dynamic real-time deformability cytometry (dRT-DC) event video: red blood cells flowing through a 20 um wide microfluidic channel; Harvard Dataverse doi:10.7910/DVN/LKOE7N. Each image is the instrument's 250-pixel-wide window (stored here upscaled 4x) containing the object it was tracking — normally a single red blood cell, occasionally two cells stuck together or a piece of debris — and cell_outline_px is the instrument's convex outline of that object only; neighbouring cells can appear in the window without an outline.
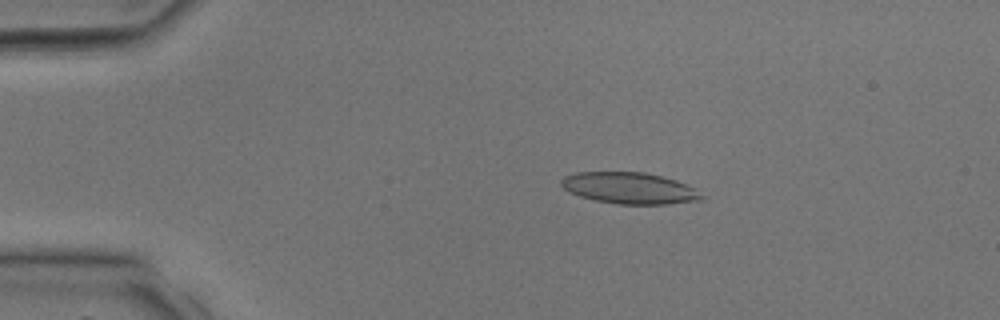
{"species": "common noctule bat (a hibernating species)", "species_latin": "Nyctalus noctula", "temperature_condition": "room temperature", "stored_images_in_passage": 34, "camera_frame_rate_fps": 3000, "um_per_image_px": 0.085, "animal": {"sex": "male", "body_mass_g": 17.9, "forearm_length_mm": 54.2}, "frame": {"image": 1, "passage_image": 7, "time_ms": 2.0, "image_size_px": [1000, 320], "cell_outline_px": [[704, 200], [668, 204], [616, 204], [596, 200], [580, 196], [568, 192], [560, 184], [560, 180], [564, 176], [576, 172], [644, 172], [676, 180], [692, 188], [704, 196]], "centroid_in_image_um": [53.47, 15.99], "position_along_channel_um": 31.5, "area_um2": 25.61}}
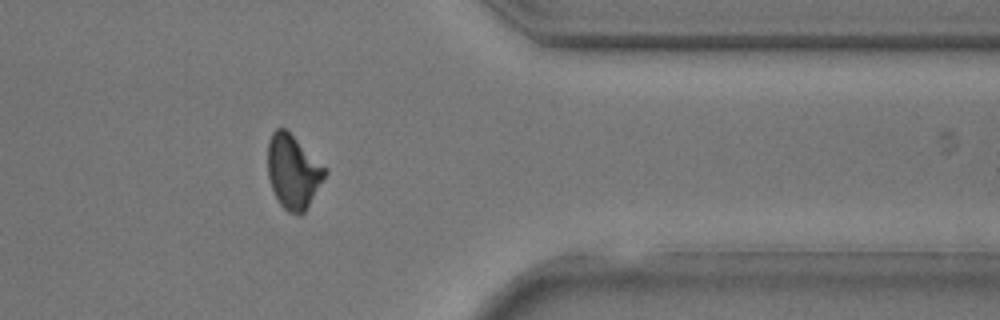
{"frame": {"image": 2, "passage_image": 28, "time_ms": 9.0, "image_size_px": [1000, 320], "cell_outline_px": [[328, 172], [304, 212], [300, 216], [288, 212], [280, 204], [272, 188], [268, 176], [268, 140], [272, 132], [276, 128], [284, 128], [328, 168]], "centroid_in_image_um": [24.92, 14.59], "position_along_channel_um": 386.5, "area_um2": 24.51}}
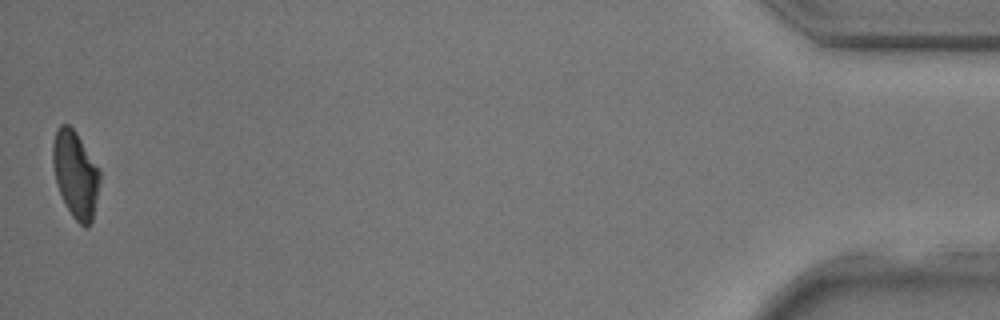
{"frame": {"image": 3, "passage_image": 34, "time_ms": 11.0, "image_size_px": [1000, 320], "cell_outline_px": [[100, 180], [92, 220], [88, 228], [84, 228], [72, 216], [56, 184], [52, 164], [52, 144], [56, 132], [60, 124], [68, 124], [76, 132], [100, 168]], "centroid_in_image_um": [6.42, 14.81], "position_along_channel_um": 428.8, "area_um2": 23.76}}